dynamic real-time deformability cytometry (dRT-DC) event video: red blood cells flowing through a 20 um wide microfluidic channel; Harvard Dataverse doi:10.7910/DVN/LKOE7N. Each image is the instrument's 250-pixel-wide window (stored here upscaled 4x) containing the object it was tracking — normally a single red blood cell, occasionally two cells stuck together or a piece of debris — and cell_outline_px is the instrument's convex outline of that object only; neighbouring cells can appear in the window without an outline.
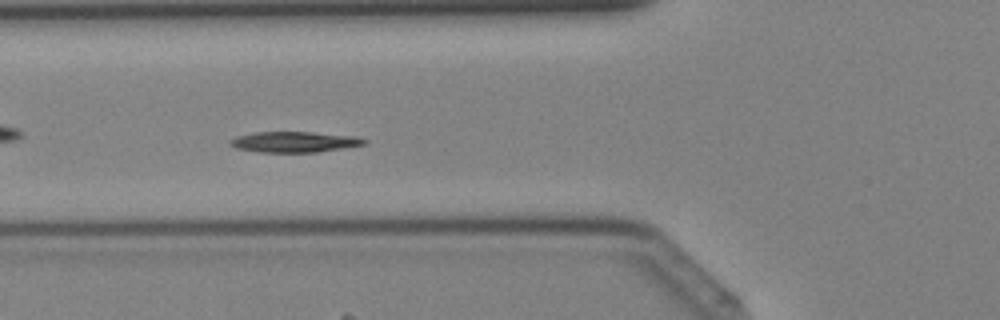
{"species": "Egyptian fruit bat (a non-hibernating species)", "species_latin": "Rousettus aegyptiacus", "temperature_condition": "cold", "stored_images_in_passage": 29, "camera_frame_rate_fps": 3000, "um_per_image_px": 0.085, "animal": {"sex": "female"}, "frame": {"image": 1, "passage_image": 3, "time_ms": 0.667, "image_size_px": [1000, 320], "cell_outline_px": [[368, 140], [364, 144], [316, 152], [260, 152], [236, 148], [228, 144], [228, 140], [236, 136], [256, 132], [312, 132], [356, 136]], "centroid_in_image_um": [24.96, 12.05], "position_along_channel_um": 100.8, "area_um2": 16.07}}
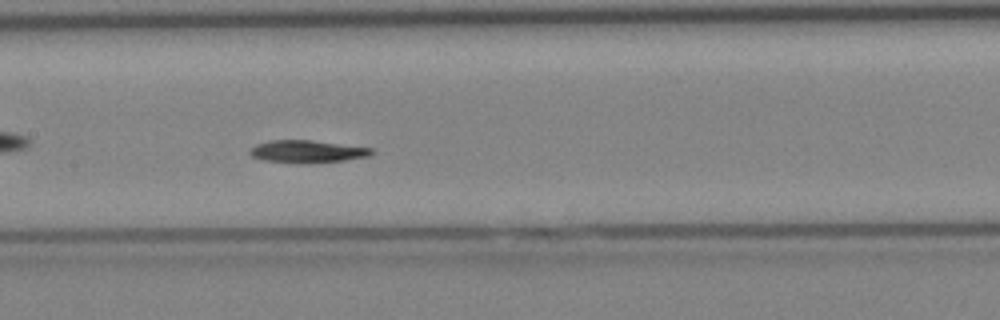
{"frame": {"image": 2, "passage_image": 8, "time_ms": 2.333, "image_size_px": [1000, 320], "cell_outline_px": [[372, 152], [368, 156], [344, 160], [312, 164], [300, 164], [264, 160], [252, 156], [248, 152], [256, 144], [268, 140], [312, 140], [372, 148]], "centroid_in_image_um": [26.07, 12.88], "position_along_channel_um": 181.3, "area_um2": 16.01}}
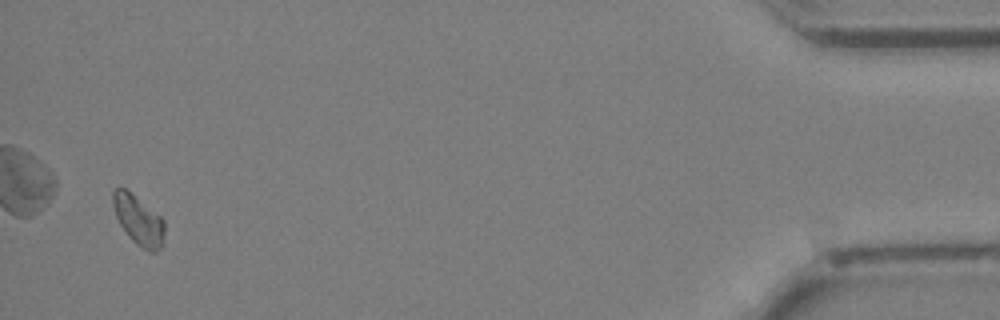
{"frame": {"image": 3, "passage_image": 28, "time_ms": 9.0, "image_size_px": [1000, 320], "cell_outline_px": [[164, 232], [160, 248], [156, 252], [148, 252], [140, 248], [128, 236], [120, 224], [116, 216], [112, 204], [112, 188], [124, 188], [160, 216], [164, 220]], "centroid_in_image_um": [11.75, 18.74], "position_along_channel_um": 423.5, "area_um2": 14.74}}